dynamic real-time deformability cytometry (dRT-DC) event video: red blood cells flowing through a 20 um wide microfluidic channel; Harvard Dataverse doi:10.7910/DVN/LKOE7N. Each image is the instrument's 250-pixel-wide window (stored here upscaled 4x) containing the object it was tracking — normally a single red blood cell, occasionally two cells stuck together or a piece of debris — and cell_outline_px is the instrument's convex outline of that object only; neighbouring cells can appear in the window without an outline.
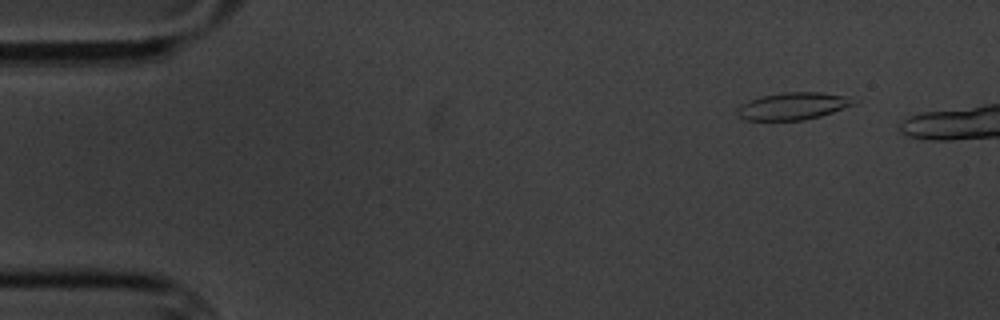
{"species": "common noctule bat (a hibernating species)", "species_latin": "Nyctalus noctula", "temperature_condition": "cold", "stored_images_in_passage": 2, "camera_frame_rate_fps": 3000, "um_per_image_px": 0.085, "animal": {"sex": "male", "body_mass_g": 20.1, "forearm_length_mm": 53.5}, "frame": {"image": 1, "passage_image": 1, "time_ms": 0.0, "image_size_px": [1000, 320], "cell_outline_px": [[860, 100], [856, 104], [820, 116], [804, 120], [744, 120], [736, 116], [736, 108], [740, 104], [760, 96], [784, 92], [820, 92], [852, 96]], "centroid_in_image_um": [67.43, 9.01], "position_along_channel_um": 17.6, "area_um2": 18.9}}